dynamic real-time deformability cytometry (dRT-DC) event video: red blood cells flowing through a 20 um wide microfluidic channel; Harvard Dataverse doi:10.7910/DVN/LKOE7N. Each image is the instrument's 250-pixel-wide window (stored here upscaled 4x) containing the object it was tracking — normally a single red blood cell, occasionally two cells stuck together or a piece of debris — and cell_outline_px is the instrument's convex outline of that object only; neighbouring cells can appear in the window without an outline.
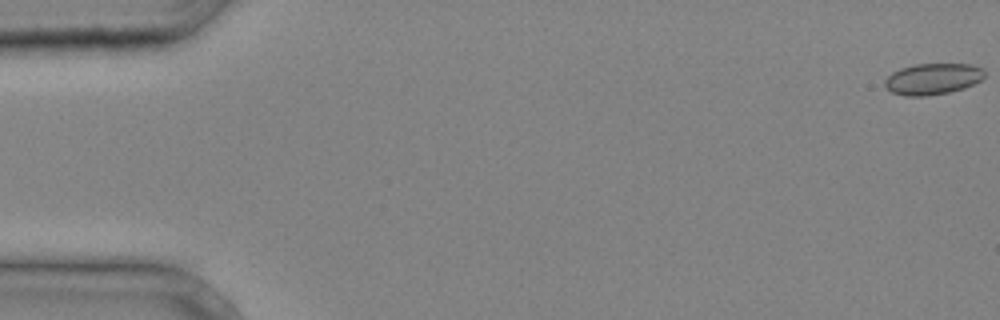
{"species": "common noctule bat (a hibernating species)", "species_latin": "Nyctalus noctula", "temperature_condition": "cold", "stored_images_in_passage": 5, "camera_frame_rate_fps": 3000, "um_per_image_px": 0.085, "animal": {"sex": "male", "body_mass_g": 20.4}, "frame": {"image": 1, "passage_image": 1, "time_ms": 0.0, "image_size_px": [1000, 320], "cell_outline_px": [[984, 76], [980, 80], [964, 88], [948, 92], [924, 96], [904, 96], [892, 92], [884, 88], [884, 80], [892, 72], [900, 68], [916, 64], [972, 64], [984, 68]], "centroid_in_image_um": [79.25, 6.7], "position_along_channel_um": 5.8, "area_um2": 18.21}}